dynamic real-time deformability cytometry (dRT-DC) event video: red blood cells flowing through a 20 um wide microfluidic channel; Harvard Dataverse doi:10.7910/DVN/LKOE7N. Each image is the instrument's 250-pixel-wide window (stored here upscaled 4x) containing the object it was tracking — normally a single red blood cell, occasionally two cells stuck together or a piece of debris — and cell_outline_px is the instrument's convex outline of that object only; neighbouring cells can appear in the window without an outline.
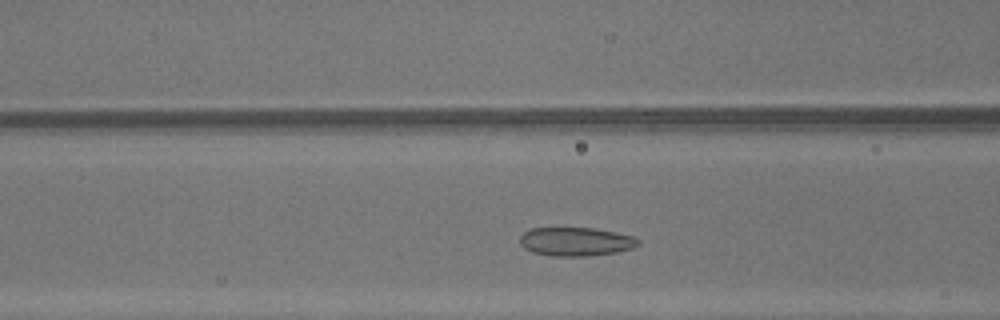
{"species": "common noctule bat (a hibernating species)", "species_latin": "Nyctalus noctula", "temperature_condition": "warm", "stored_images_in_passage": 29, "camera_frame_rate_fps": 3000, "um_per_image_px": 0.085, "animal": {"sex": "male", "body_mass_g": 13.3}, "frame": {"image": 1, "passage_image": 10, "time_ms": 3.0, "image_size_px": [1000, 320], "cell_outline_px": [[640, 244], [632, 248], [616, 252], [588, 256], [552, 256], [532, 252], [524, 248], [520, 244], [520, 236], [524, 232], [532, 228], [596, 228], [636, 236], [640, 240]], "centroid_in_image_um": [48.97, 20.53], "position_along_channel_um": 117.6, "area_um2": 19.94}}
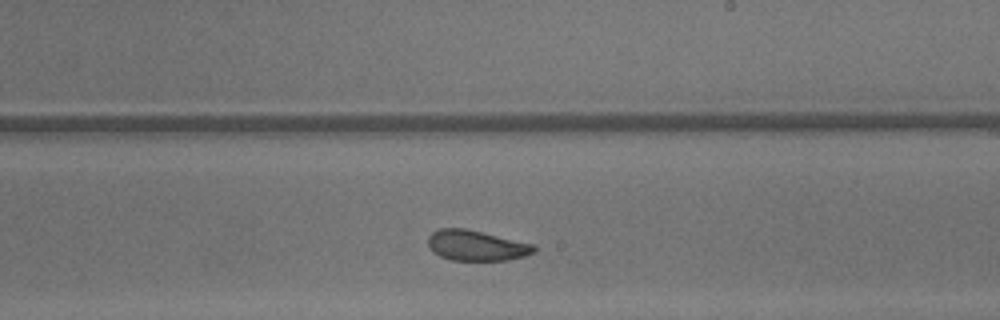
{"frame": {"image": 2, "passage_image": 19, "time_ms": 6.0, "image_size_px": [1000, 320], "cell_outline_px": [[536, 252], [524, 256], [508, 260], [452, 260], [440, 256], [432, 252], [428, 244], [428, 236], [432, 232], [440, 228], [464, 228], [532, 244], [536, 248]], "centroid_in_image_um": [40.45, 20.87], "position_along_channel_um": 248.5, "area_um2": 18.61}}
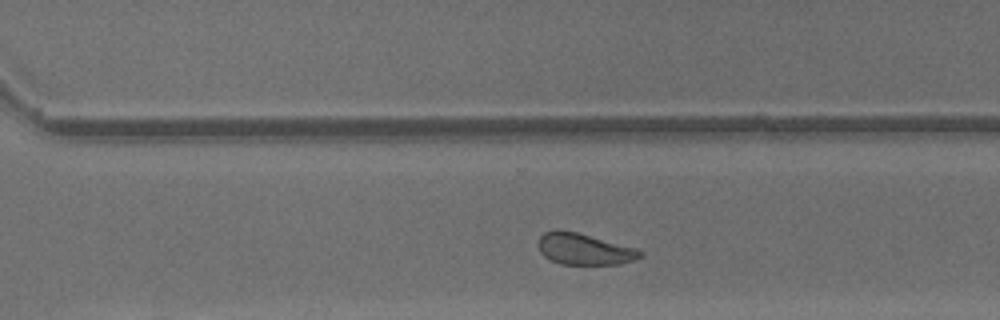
{"frame": {"image": 3, "passage_image": 24, "time_ms": 7.667, "image_size_px": [1000, 320], "cell_outline_px": [[644, 256], [620, 264], [560, 264], [544, 256], [540, 252], [540, 236], [544, 232], [556, 228], [576, 232], [636, 248], [644, 252]], "centroid_in_image_um": [49.67, 21.17], "position_along_channel_um": 320.9, "area_um2": 18.5}, "authors_computed_cell_mechanics": {"area_um2": 19.652, "velocity_mm_per_s": 4.3579, "shape_relaxation_time_tau1_ms": 7.403, "shape_relaxation_time_tau2_ms": 1.7411, "deformation_change_tau1": 0.1553, "deformation_change_tau2": 0.0697}}